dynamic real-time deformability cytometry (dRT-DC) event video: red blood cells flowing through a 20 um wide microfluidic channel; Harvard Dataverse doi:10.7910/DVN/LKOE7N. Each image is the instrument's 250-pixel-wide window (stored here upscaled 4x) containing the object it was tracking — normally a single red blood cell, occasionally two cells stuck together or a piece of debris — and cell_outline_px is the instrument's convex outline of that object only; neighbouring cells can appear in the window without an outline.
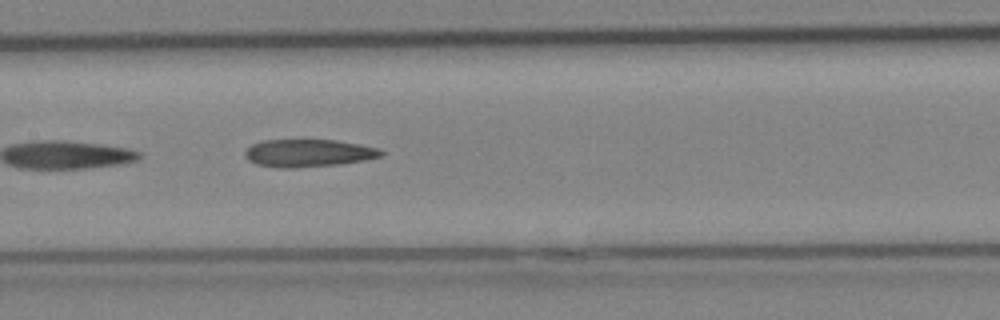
{"species": "Egyptian fruit bat (a non-hibernating species)", "species_latin": "Rousettus aegyptiacus", "temperature_condition": "cold", "stored_images_in_passage": 10, "camera_frame_rate_fps": 3000, "um_per_image_px": 0.085, "animal": {"sex": "female"}, "frame": {"image": 1, "passage_image": 10, "time_ms": 3.0, "image_size_px": [1000, 320], "cell_outline_px": [[384, 156], [364, 160], [340, 164], [292, 168], [280, 168], [256, 164], [248, 160], [244, 156], [244, 152], [252, 144], [264, 140], [336, 140], [360, 144], [380, 148], [384, 152]], "centroid_in_image_um": [26.23, 13.01], "position_along_channel_um": 181.2, "area_um2": 22.02}}